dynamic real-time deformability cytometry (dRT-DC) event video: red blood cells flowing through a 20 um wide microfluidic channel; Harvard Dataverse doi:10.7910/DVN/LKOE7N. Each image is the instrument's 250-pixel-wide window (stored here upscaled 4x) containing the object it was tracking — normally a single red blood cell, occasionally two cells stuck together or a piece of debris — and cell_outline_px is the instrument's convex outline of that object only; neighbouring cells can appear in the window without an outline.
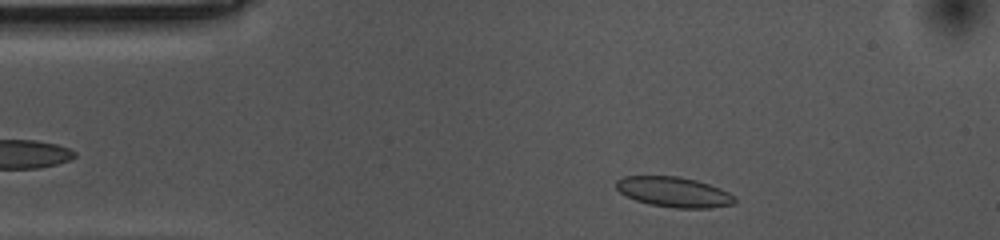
{"species": "common noctule bat (a hibernating species)", "species_latin": "Nyctalus noctula", "temperature_condition": "cold", "stored_images_in_passage": 39, "camera_frame_rate_fps": 3000, "um_per_image_px": 0.085, "animal": {"sex": "female", "body_mass_g": 10.0, "forearm_length_mm": 53.1}, "frame": {"image": 1, "passage_image": 4, "time_ms": 1.0, "image_size_px": [1000, 240], "cell_outline_px": [[736, 200], [732, 204], [708, 208], [676, 208], [648, 204], [636, 200], [620, 192], [616, 188], [616, 180], [624, 176], [680, 176], [696, 180], [720, 188], [736, 196]], "centroid_in_image_um": [57.28, 16.31], "position_along_channel_um": 27.7, "area_um2": 20.81}}
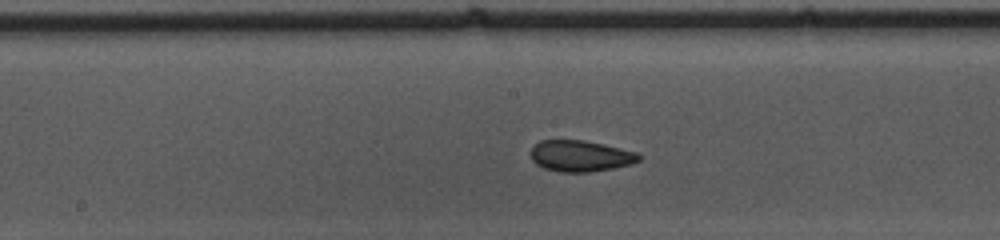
{"frame": {"image": 2, "passage_image": 22, "time_ms": 7.0, "image_size_px": [1000, 240], "cell_outline_px": [[644, 156], [640, 160], [632, 164], [592, 172], [560, 172], [544, 168], [536, 164], [532, 160], [532, 144], [540, 140], [584, 140], [604, 144], [636, 152]], "centroid_in_image_um": [49.35, 13.25], "position_along_channel_um": 198.8, "area_um2": 19.83}}
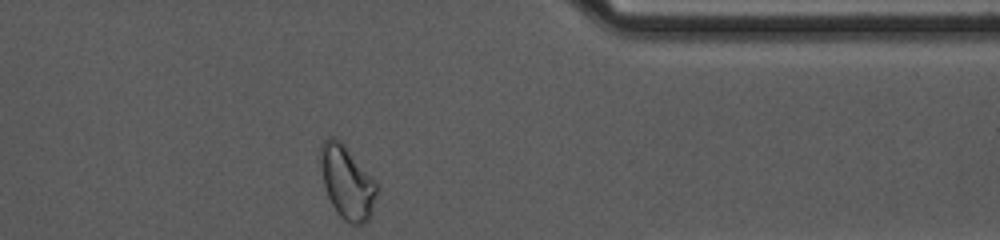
{"frame": {"image": 3, "passage_image": 39, "time_ms": 12.667, "image_size_px": [1000, 240], "cell_outline_px": [[380, 188], [372, 212], [368, 220], [364, 224], [352, 224], [344, 220], [336, 212], [328, 196], [324, 184], [320, 168], [320, 144], [328, 136], [332, 136], [340, 140], [344, 144], [376, 180]], "centroid_in_image_um": [29.52, 15.48], "position_along_channel_um": 381.9, "area_um2": 24.45}, "authors_computed_cell_mechanics": {"area_um2": 19.9988, "velocity_mm_per_s": 3.5332, "shape_relaxation_time_tau1_ms": null, "shape_relaxation_time_tau2_ms": 3.3639, "deformation_change_tau1": null, "deformation_change_tau2": 0.0729}}